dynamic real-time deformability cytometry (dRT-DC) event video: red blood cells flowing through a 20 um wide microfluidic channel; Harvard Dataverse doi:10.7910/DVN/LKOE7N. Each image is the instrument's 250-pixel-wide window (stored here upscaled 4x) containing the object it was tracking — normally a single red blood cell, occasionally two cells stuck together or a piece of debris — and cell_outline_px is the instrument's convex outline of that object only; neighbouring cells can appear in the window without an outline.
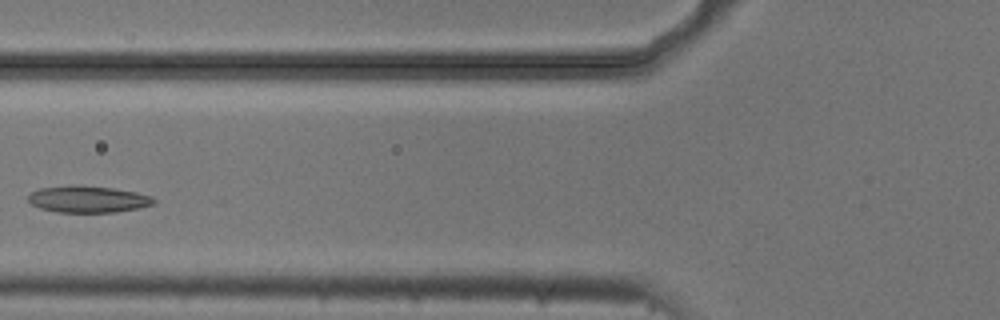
{"species": "common noctule bat (a hibernating species)", "species_latin": "Nyctalus noctula", "temperature_condition": "cold", "stored_images_in_passage": 4, "camera_frame_rate_fps": 3000, "um_per_image_px": 0.085, "animal": {"sex": "male", "body_mass_g": 20.5, "forearm_length_mm": 52.5}, "frame": {"image": 1, "passage_image": 4, "time_ms": 1.0, "image_size_px": [1000, 320], "cell_outline_px": [[156, 204], [140, 208], [116, 212], [56, 212], [40, 208], [32, 204], [28, 200], [28, 196], [32, 192], [40, 188], [72, 184], [76, 184], [112, 188], [136, 192], [152, 196], [156, 200]], "centroid_in_image_um": [7.51, 16.92], "position_along_channel_um": 118.3, "area_um2": 19.77}}